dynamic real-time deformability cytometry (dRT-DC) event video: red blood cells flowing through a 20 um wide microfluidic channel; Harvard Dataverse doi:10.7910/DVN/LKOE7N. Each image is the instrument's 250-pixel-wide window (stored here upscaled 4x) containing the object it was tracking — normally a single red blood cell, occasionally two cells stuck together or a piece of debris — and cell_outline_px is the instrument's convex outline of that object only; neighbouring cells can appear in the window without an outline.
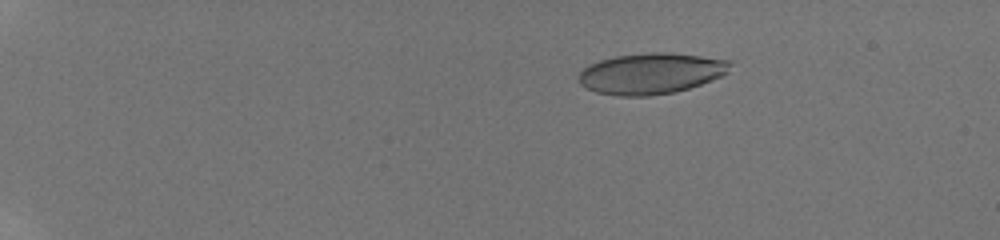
{"species": "human", "species_latin": "Homo sapiens", "temperature_condition": "room temperature", "stored_images_in_passage": 36, "camera_frame_rate_fps": 3000, "um_per_image_px": 0.085, "donor": {"sex": "male"}, "frame": {"image": 1, "passage_image": 6, "time_ms": 3.0, "image_size_px": [1000, 240], "cell_outline_px": [[732, 64], [728, 72], [712, 80], [688, 88], [672, 92], [648, 96], [620, 96], [596, 92], [584, 88], [576, 80], [580, 72], [588, 64], [600, 60], [616, 56], [648, 52], [668, 52], [732, 60]], "centroid_in_image_um": [55.3, 6.24], "position_along_channel_um": 29.7, "area_um2": 36.3}}
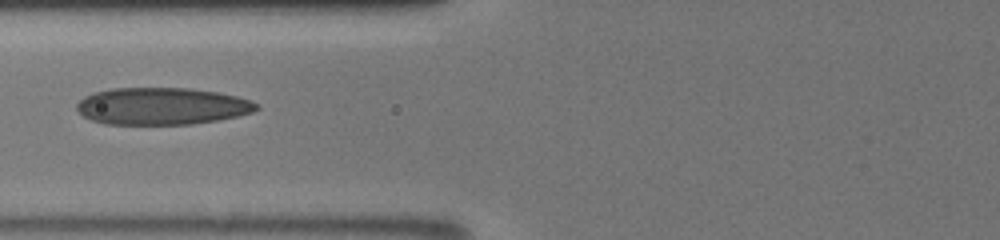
{"frame": {"image": 2, "passage_image": 16, "time_ms": 8.0, "image_size_px": [1000, 240], "cell_outline_px": [[260, 108], [252, 112], [236, 116], [216, 120], [192, 124], [104, 124], [92, 120], [84, 116], [76, 108], [76, 104], [84, 96], [92, 92], [112, 88], [188, 88], [216, 92], [236, 96], [252, 100], [260, 104]], "centroid_in_image_um": [13.75, 9.02], "position_along_channel_um": 112.0, "area_um2": 38.9}}
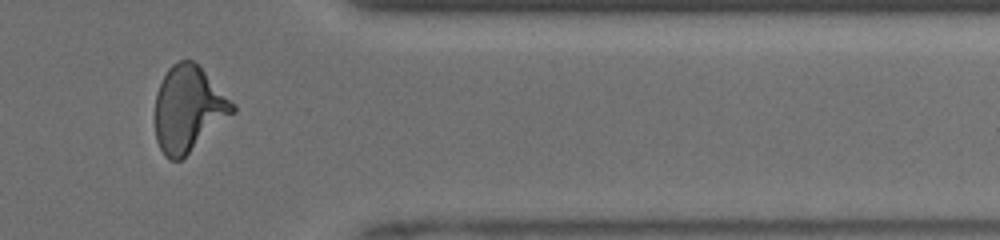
{"frame": {"image": 3, "passage_image": 29, "time_ms": 15.0, "image_size_px": [1000, 240], "cell_outline_px": [[236, 112], [180, 160], [172, 160], [164, 156], [156, 140], [156, 92], [168, 68], [172, 64], [180, 60], [192, 60], [236, 104]], "centroid_in_image_um": [16.02, 9.27], "position_along_channel_um": 395.4, "area_um2": 38.26}, "authors_computed_cell_mechanics": {"area_um2": 36.8475, "velocity_mm_per_s": 4.146, "shape_relaxation_time_tau1_ms": 6.6477, "shape_relaxation_time_tau2_ms": 1.1398, "deformation_change_tau1": 0.2313, "deformation_change_tau2": 0.093}}